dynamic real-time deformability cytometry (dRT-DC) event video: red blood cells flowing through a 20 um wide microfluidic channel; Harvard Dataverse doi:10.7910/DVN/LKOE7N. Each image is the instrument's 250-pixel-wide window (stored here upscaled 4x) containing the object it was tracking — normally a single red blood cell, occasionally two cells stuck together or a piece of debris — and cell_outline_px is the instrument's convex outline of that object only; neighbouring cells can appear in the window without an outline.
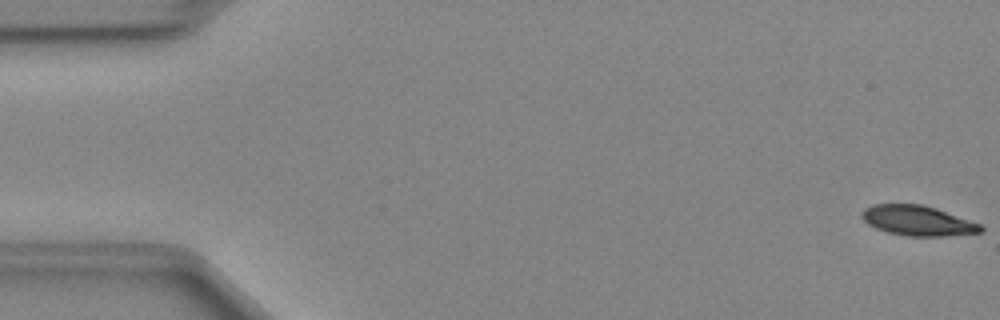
{"species": "Egyptian fruit bat (a non-hibernating species)", "species_latin": "Rousettus aegyptiacus", "temperature_condition": "cold", "stored_images_in_passage": 49, "camera_frame_rate_fps": 3000, "um_per_image_px": 0.085, "animal": {"sex": "female"}, "frame": {"image": 1, "passage_image": 1, "time_ms": 0.0, "image_size_px": [1000, 320], "cell_outline_px": [[984, 228], [980, 232], [944, 236], [908, 236], [888, 232], [876, 228], [868, 224], [860, 216], [860, 212], [864, 208], [872, 204], [920, 204], [936, 208], [980, 224]], "centroid_in_image_um": [77.95, 18.74], "position_along_channel_um": 7.0, "area_um2": 20.69}}
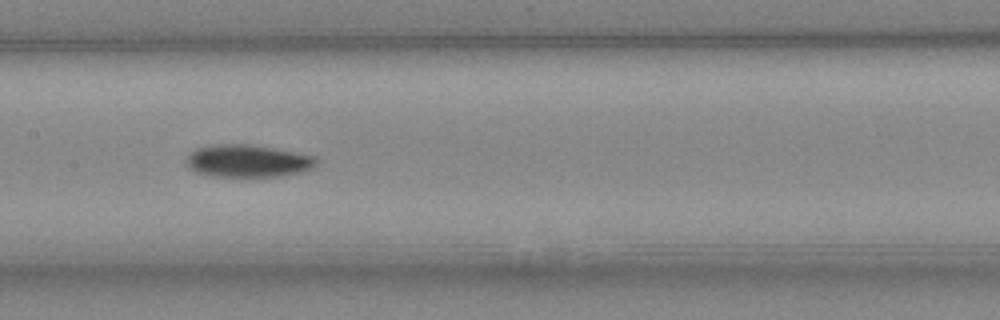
{"frame": {"image": 2, "passage_image": 24, "time_ms": 7.667, "image_size_px": [1000, 320], "cell_outline_px": [[316, 164], [312, 168], [304, 172], [280, 176], [248, 180], [212, 176], [196, 172], [188, 168], [184, 164], [184, 160], [196, 148], [216, 144], [248, 144], [272, 148], [316, 156]], "centroid_in_image_um": [21.03, 13.74], "position_along_channel_um": 186.4, "area_um2": 25.61}}
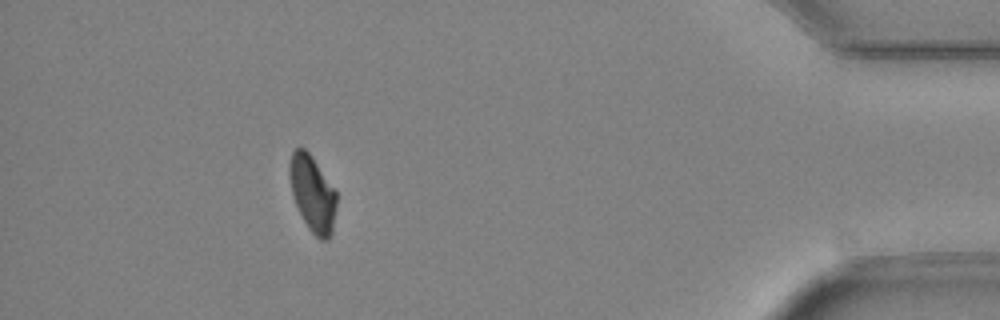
{"frame": {"image": 3, "passage_image": 44, "time_ms": 14.333, "image_size_px": [1000, 320], "cell_outline_px": [[336, 204], [332, 236], [328, 240], [320, 240], [308, 228], [296, 204], [292, 192], [288, 172], [288, 164], [292, 152], [296, 148], [304, 148], [312, 156], [336, 192]], "centroid_in_image_um": [26.56, 16.46], "position_along_channel_um": 408.6, "area_um2": 20.69}}